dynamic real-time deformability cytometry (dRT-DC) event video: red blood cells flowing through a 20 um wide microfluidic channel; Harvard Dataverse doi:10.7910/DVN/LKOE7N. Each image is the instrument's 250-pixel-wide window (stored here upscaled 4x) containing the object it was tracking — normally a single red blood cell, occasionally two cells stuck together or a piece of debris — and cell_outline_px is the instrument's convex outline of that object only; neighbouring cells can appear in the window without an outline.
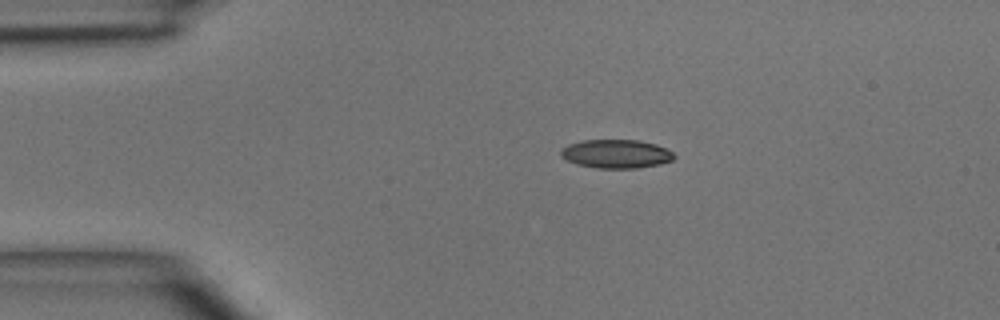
{"species": "common noctule bat (a hibernating species)", "species_latin": "Nyctalus noctula", "temperature_condition": "room temperature", "stored_images_in_passage": 5, "segment_of_instrument_passage": [1, 2], "camera_frame_rate_fps": 3000, "um_per_image_px": 0.085, "animal": {"sex": "male", "body_mass_g": 15.6}, "frame": {"image": 1, "passage_image": 3, "time_ms": 2.333, "image_size_px": [1000, 320], "cell_outline_px": [[676, 156], [672, 160], [660, 164], [636, 168], [596, 168], [576, 164], [560, 156], [560, 148], [568, 144], [580, 140], [640, 140], [656, 144], [672, 152]], "centroid_in_image_um": [52.34, 13.07], "position_along_channel_um": 32.7, "area_um2": 19.02}}